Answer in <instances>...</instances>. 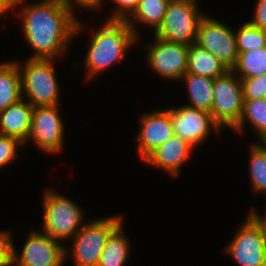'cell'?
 Segmentation results:
<instances>
[{"mask_svg":"<svg viewBox=\"0 0 266 266\" xmlns=\"http://www.w3.org/2000/svg\"><path fill=\"white\" fill-rule=\"evenodd\" d=\"M41 1L23 5L25 0H16L13 9H19L22 33L34 50L29 58L55 59L67 52L73 37L86 26L75 16V8L60 0Z\"/></svg>","mask_w":266,"mask_h":266,"instance_id":"cell-1","label":"cell"},{"mask_svg":"<svg viewBox=\"0 0 266 266\" xmlns=\"http://www.w3.org/2000/svg\"><path fill=\"white\" fill-rule=\"evenodd\" d=\"M93 32L85 57L87 80L123 60L138 38L126 21L106 20Z\"/></svg>","mask_w":266,"mask_h":266,"instance_id":"cell-2","label":"cell"},{"mask_svg":"<svg viewBox=\"0 0 266 266\" xmlns=\"http://www.w3.org/2000/svg\"><path fill=\"white\" fill-rule=\"evenodd\" d=\"M42 202V228L50 237L60 242H65L67 239L69 241L84 225V211L76 202L64 195L46 188Z\"/></svg>","mask_w":266,"mask_h":266,"instance_id":"cell-3","label":"cell"},{"mask_svg":"<svg viewBox=\"0 0 266 266\" xmlns=\"http://www.w3.org/2000/svg\"><path fill=\"white\" fill-rule=\"evenodd\" d=\"M26 60L23 65L17 63L21 75L22 99L28 98L27 101L33 107L60 104L54 59Z\"/></svg>","mask_w":266,"mask_h":266,"instance_id":"cell-4","label":"cell"},{"mask_svg":"<svg viewBox=\"0 0 266 266\" xmlns=\"http://www.w3.org/2000/svg\"><path fill=\"white\" fill-rule=\"evenodd\" d=\"M122 216H109L87 221L71 238V256L74 266H97L106 240L121 223Z\"/></svg>","mask_w":266,"mask_h":266,"instance_id":"cell-5","label":"cell"},{"mask_svg":"<svg viewBox=\"0 0 266 266\" xmlns=\"http://www.w3.org/2000/svg\"><path fill=\"white\" fill-rule=\"evenodd\" d=\"M198 0H171L163 22L154 33L163 40L190 45L196 42L198 26L205 14Z\"/></svg>","mask_w":266,"mask_h":266,"instance_id":"cell-6","label":"cell"},{"mask_svg":"<svg viewBox=\"0 0 266 266\" xmlns=\"http://www.w3.org/2000/svg\"><path fill=\"white\" fill-rule=\"evenodd\" d=\"M243 110V87L241 79L233 70L216 77L213 83V105L211 114L214 121L223 129H232L241 117Z\"/></svg>","mask_w":266,"mask_h":266,"instance_id":"cell-7","label":"cell"},{"mask_svg":"<svg viewBox=\"0 0 266 266\" xmlns=\"http://www.w3.org/2000/svg\"><path fill=\"white\" fill-rule=\"evenodd\" d=\"M237 232L226 244L227 255L239 266H266V229L251 212Z\"/></svg>","mask_w":266,"mask_h":266,"instance_id":"cell-8","label":"cell"},{"mask_svg":"<svg viewBox=\"0 0 266 266\" xmlns=\"http://www.w3.org/2000/svg\"><path fill=\"white\" fill-rule=\"evenodd\" d=\"M12 239V266H64L69 248L43 231H31L18 254Z\"/></svg>","mask_w":266,"mask_h":266,"instance_id":"cell-9","label":"cell"},{"mask_svg":"<svg viewBox=\"0 0 266 266\" xmlns=\"http://www.w3.org/2000/svg\"><path fill=\"white\" fill-rule=\"evenodd\" d=\"M218 58L228 70H232L238 59L234 29L215 18L204 16L198 26L196 42Z\"/></svg>","mask_w":266,"mask_h":266,"instance_id":"cell-10","label":"cell"},{"mask_svg":"<svg viewBox=\"0 0 266 266\" xmlns=\"http://www.w3.org/2000/svg\"><path fill=\"white\" fill-rule=\"evenodd\" d=\"M146 48L147 64L156 75L167 80L181 81L187 72L188 45L154 36V43L147 44Z\"/></svg>","mask_w":266,"mask_h":266,"instance_id":"cell-11","label":"cell"},{"mask_svg":"<svg viewBox=\"0 0 266 266\" xmlns=\"http://www.w3.org/2000/svg\"><path fill=\"white\" fill-rule=\"evenodd\" d=\"M60 104L35 106L32 125L27 142L30 140L45 153L55 154L64 147V123L60 116Z\"/></svg>","mask_w":266,"mask_h":266,"instance_id":"cell-12","label":"cell"},{"mask_svg":"<svg viewBox=\"0 0 266 266\" xmlns=\"http://www.w3.org/2000/svg\"><path fill=\"white\" fill-rule=\"evenodd\" d=\"M170 116L174 135L181 137L194 147L203 143L211 134V130L219 132L222 128L214 121L208 111L182 106L170 107Z\"/></svg>","mask_w":266,"mask_h":266,"instance_id":"cell-13","label":"cell"},{"mask_svg":"<svg viewBox=\"0 0 266 266\" xmlns=\"http://www.w3.org/2000/svg\"><path fill=\"white\" fill-rule=\"evenodd\" d=\"M137 138L138 156L145 160L156 148L174 136L170 107L142 113Z\"/></svg>","mask_w":266,"mask_h":266,"instance_id":"cell-14","label":"cell"},{"mask_svg":"<svg viewBox=\"0 0 266 266\" xmlns=\"http://www.w3.org/2000/svg\"><path fill=\"white\" fill-rule=\"evenodd\" d=\"M194 146L174 135L156 148L144 163L158 167L171 177H178L181 167L189 159Z\"/></svg>","mask_w":266,"mask_h":266,"instance_id":"cell-15","label":"cell"},{"mask_svg":"<svg viewBox=\"0 0 266 266\" xmlns=\"http://www.w3.org/2000/svg\"><path fill=\"white\" fill-rule=\"evenodd\" d=\"M24 101L21 99L0 111V134L14 137L25 145L31 131L34 107Z\"/></svg>","mask_w":266,"mask_h":266,"instance_id":"cell-16","label":"cell"},{"mask_svg":"<svg viewBox=\"0 0 266 266\" xmlns=\"http://www.w3.org/2000/svg\"><path fill=\"white\" fill-rule=\"evenodd\" d=\"M228 71L224 64L197 43L188 45L187 72L215 79Z\"/></svg>","mask_w":266,"mask_h":266,"instance_id":"cell-17","label":"cell"},{"mask_svg":"<svg viewBox=\"0 0 266 266\" xmlns=\"http://www.w3.org/2000/svg\"><path fill=\"white\" fill-rule=\"evenodd\" d=\"M171 0H140L134 13L126 20L138 38L136 22L152 27L154 33L161 26L168 4ZM154 27V28H153Z\"/></svg>","mask_w":266,"mask_h":266,"instance_id":"cell-18","label":"cell"},{"mask_svg":"<svg viewBox=\"0 0 266 266\" xmlns=\"http://www.w3.org/2000/svg\"><path fill=\"white\" fill-rule=\"evenodd\" d=\"M18 61L0 63V111L22 99Z\"/></svg>","mask_w":266,"mask_h":266,"instance_id":"cell-19","label":"cell"},{"mask_svg":"<svg viewBox=\"0 0 266 266\" xmlns=\"http://www.w3.org/2000/svg\"><path fill=\"white\" fill-rule=\"evenodd\" d=\"M121 222L108 236L97 266H125L130 255L129 239Z\"/></svg>","mask_w":266,"mask_h":266,"instance_id":"cell-20","label":"cell"},{"mask_svg":"<svg viewBox=\"0 0 266 266\" xmlns=\"http://www.w3.org/2000/svg\"><path fill=\"white\" fill-rule=\"evenodd\" d=\"M181 80H185L184 82L188 90V99L191 104H187L186 106L211 112L214 79L185 73Z\"/></svg>","mask_w":266,"mask_h":266,"instance_id":"cell-21","label":"cell"},{"mask_svg":"<svg viewBox=\"0 0 266 266\" xmlns=\"http://www.w3.org/2000/svg\"><path fill=\"white\" fill-rule=\"evenodd\" d=\"M250 124L256 132L258 141L266 139V98L257 100H243V110L239 122L232 128L233 131L243 132L245 124ZM244 128V129H243Z\"/></svg>","mask_w":266,"mask_h":266,"instance_id":"cell-22","label":"cell"},{"mask_svg":"<svg viewBox=\"0 0 266 266\" xmlns=\"http://www.w3.org/2000/svg\"><path fill=\"white\" fill-rule=\"evenodd\" d=\"M232 70L239 78H252L266 74V47L238 52L237 63Z\"/></svg>","mask_w":266,"mask_h":266,"instance_id":"cell-23","label":"cell"},{"mask_svg":"<svg viewBox=\"0 0 266 266\" xmlns=\"http://www.w3.org/2000/svg\"><path fill=\"white\" fill-rule=\"evenodd\" d=\"M249 175L253 191L266 192V144L254 142L250 147Z\"/></svg>","mask_w":266,"mask_h":266,"instance_id":"cell-24","label":"cell"},{"mask_svg":"<svg viewBox=\"0 0 266 266\" xmlns=\"http://www.w3.org/2000/svg\"><path fill=\"white\" fill-rule=\"evenodd\" d=\"M234 33L238 52H247L266 47V31L251 25L247 21Z\"/></svg>","mask_w":266,"mask_h":266,"instance_id":"cell-25","label":"cell"},{"mask_svg":"<svg viewBox=\"0 0 266 266\" xmlns=\"http://www.w3.org/2000/svg\"><path fill=\"white\" fill-rule=\"evenodd\" d=\"M240 79L243 87V100L266 98V74Z\"/></svg>","mask_w":266,"mask_h":266,"instance_id":"cell-26","label":"cell"},{"mask_svg":"<svg viewBox=\"0 0 266 266\" xmlns=\"http://www.w3.org/2000/svg\"><path fill=\"white\" fill-rule=\"evenodd\" d=\"M23 145L18 139L0 134V168L12 163L18 157V147Z\"/></svg>","mask_w":266,"mask_h":266,"instance_id":"cell-27","label":"cell"},{"mask_svg":"<svg viewBox=\"0 0 266 266\" xmlns=\"http://www.w3.org/2000/svg\"><path fill=\"white\" fill-rule=\"evenodd\" d=\"M116 4L113 14L107 20L126 21L136 10L140 0H111Z\"/></svg>","mask_w":266,"mask_h":266,"instance_id":"cell-28","label":"cell"},{"mask_svg":"<svg viewBox=\"0 0 266 266\" xmlns=\"http://www.w3.org/2000/svg\"><path fill=\"white\" fill-rule=\"evenodd\" d=\"M11 231L0 230V262H12V237Z\"/></svg>","mask_w":266,"mask_h":266,"instance_id":"cell-29","label":"cell"},{"mask_svg":"<svg viewBox=\"0 0 266 266\" xmlns=\"http://www.w3.org/2000/svg\"><path fill=\"white\" fill-rule=\"evenodd\" d=\"M255 3L253 18L248 22L259 29L266 31V0H257Z\"/></svg>","mask_w":266,"mask_h":266,"instance_id":"cell-30","label":"cell"},{"mask_svg":"<svg viewBox=\"0 0 266 266\" xmlns=\"http://www.w3.org/2000/svg\"><path fill=\"white\" fill-rule=\"evenodd\" d=\"M64 5L74 8V5H78L79 8H84L87 11L98 10L104 4V0H60ZM74 4V5H72Z\"/></svg>","mask_w":266,"mask_h":266,"instance_id":"cell-31","label":"cell"},{"mask_svg":"<svg viewBox=\"0 0 266 266\" xmlns=\"http://www.w3.org/2000/svg\"><path fill=\"white\" fill-rule=\"evenodd\" d=\"M8 10H13L12 0H0V16H3Z\"/></svg>","mask_w":266,"mask_h":266,"instance_id":"cell-32","label":"cell"},{"mask_svg":"<svg viewBox=\"0 0 266 266\" xmlns=\"http://www.w3.org/2000/svg\"><path fill=\"white\" fill-rule=\"evenodd\" d=\"M250 212L261 223V225L266 229V213L264 216H261L260 213H258V211L257 212L255 211V209L254 210L251 209Z\"/></svg>","mask_w":266,"mask_h":266,"instance_id":"cell-33","label":"cell"},{"mask_svg":"<svg viewBox=\"0 0 266 266\" xmlns=\"http://www.w3.org/2000/svg\"><path fill=\"white\" fill-rule=\"evenodd\" d=\"M0 266H12V262H0Z\"/></svg>","mask_w":266,"mask_h":266,"instance_id":"cell-34","label":"cell"}]
</instances>
